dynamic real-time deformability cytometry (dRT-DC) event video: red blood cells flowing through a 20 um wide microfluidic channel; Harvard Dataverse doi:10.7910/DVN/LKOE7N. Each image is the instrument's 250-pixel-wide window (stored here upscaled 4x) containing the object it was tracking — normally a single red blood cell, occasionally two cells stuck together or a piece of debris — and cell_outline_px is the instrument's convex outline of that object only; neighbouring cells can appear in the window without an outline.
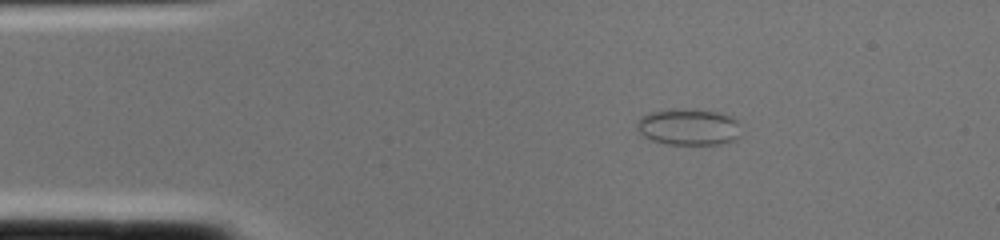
{"species": "common noctule bat (a hibernating species)", "species_latin": "Nyctalus noctula", "temperature_condition": "cold", "stored_images_in_passage": 1, "camera_frame_rate_fps": 3000, "um_per_image_px": 0.085, "animal": {"sex": "female", "body_mass_g": 22.0, "forearm_length_mm": 56.7}, "frame": {"image": 1, "passage_image": 1, "time_ms": 0.0, "image_size_px": [1000, 240], "cell_outline_px": [[740, 124], [736, 140], [720, 144], [668, 144], [652, 140], [644, 136], [636, 128], [636, 124], [640, 116], [652, 112], [672, 108], [692, 108], [720, 112], [732, 116]], "centroid_in_image_um": [58.53, 10.76], "position_along_channel_um": 26.5, "area_um2": 22.43}}